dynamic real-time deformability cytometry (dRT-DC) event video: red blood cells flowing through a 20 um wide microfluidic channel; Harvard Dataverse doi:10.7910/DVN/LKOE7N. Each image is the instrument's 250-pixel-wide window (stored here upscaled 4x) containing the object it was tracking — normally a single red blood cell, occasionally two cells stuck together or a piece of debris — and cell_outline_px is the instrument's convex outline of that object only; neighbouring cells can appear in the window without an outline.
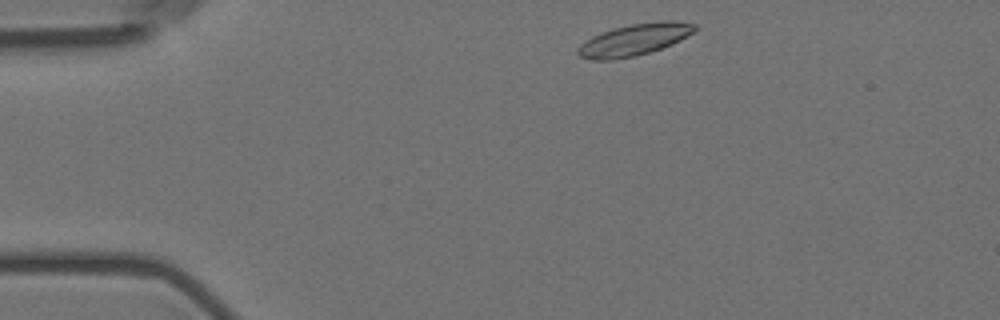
{"species": "Egyptian fruit bat (a non-hibernating species)", "species_latin": "Rousettus aegyptiacus", "temperature_condition": "room temperature", "stored_images_in_passage": 49, "camera_frame_rate_fps": 3000, "um_per_image_px": 0.085, "animal": {"sex": "female"}, "frame": {"image": 1, "passage_image": 2, "time_ms": 0.333, "image_size_px": [1000, 320], "cell_outline_px": [[696, 28], [692, 32], [680, 40], [672, 44], [636, 56], [612, 60], [592, 60], [580, 56], [576, 52], [576, 48], [584, 40], [600, 32], [612, 28], [632, 24], [660, 20], [676, 20], [696, 24]], "centroid_in_image_um": [53.87, 3.37], "position_along_channel_um": 31.1, "area_um2": 21.73}}
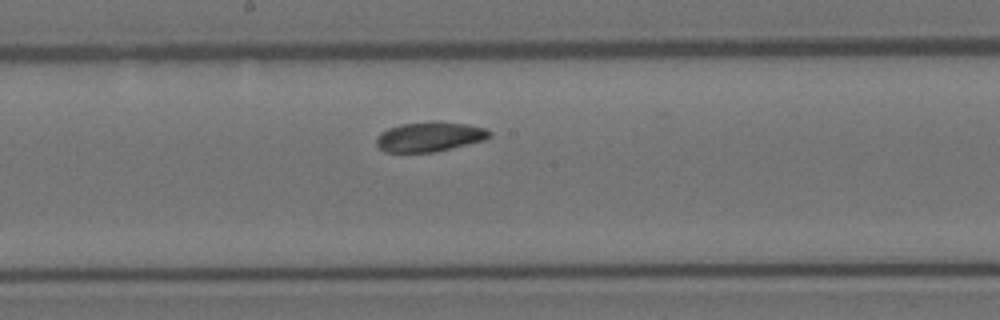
{"frame": {"image": 2, "passage_image": 22, "time_ms": 7.0, "image_size_px": [1000, 320], "cell_outline_px": [[492, 136], [484, 140], [436, 152], [384, 152], [376, 144], [376, 136], [380, 132], [388, 128], [400, 124], [432, 120], [436, 120], [468, 124], [484, 128], [492, 132]], "centroid_in_image_um": [36.51, 11.6], "position_along_channel_um": 211.7, "area_um2": 20.0}}
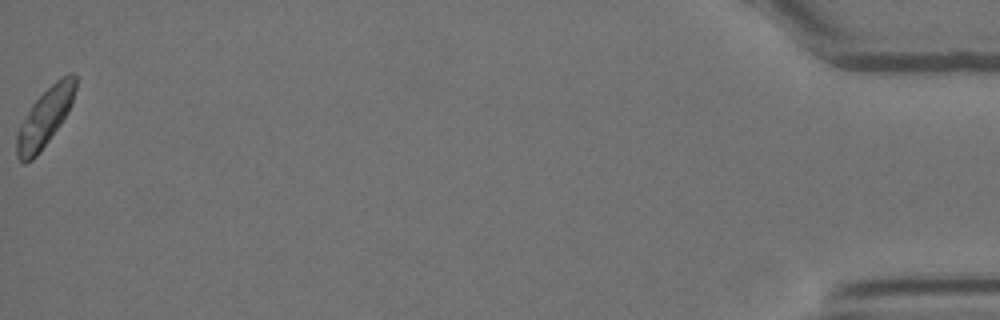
{"frame": {"image": 3, "passage_image": 49, "time_ms": 16.0, "image_size_px": [1000, 320], "cell_outline_px": [[76, 88], [68, 112], [60, 124], [36, 156], [32, 160], [24, 164], [16, 156], [16, 136], [20, 124], [32, 104], [56, 80], [68, 72], [72, 72], [76, 76]], "centroid_in_image_um": [3.81, 9.98], "position_along_channel_um": 431.4, "area_um2": 19.65}, "authors_computed_cell_mechanics": {"area_um2": 20.1144, "velocity_mm_per_s": 3.532, "shape_relaxation_time_tau1_ms": 4.635, "shape_relaxation_time_tau2_ms": 10.6528, "deformation_change_tau1": 0.1209, "deformation_change_tau2": 0.1495}}